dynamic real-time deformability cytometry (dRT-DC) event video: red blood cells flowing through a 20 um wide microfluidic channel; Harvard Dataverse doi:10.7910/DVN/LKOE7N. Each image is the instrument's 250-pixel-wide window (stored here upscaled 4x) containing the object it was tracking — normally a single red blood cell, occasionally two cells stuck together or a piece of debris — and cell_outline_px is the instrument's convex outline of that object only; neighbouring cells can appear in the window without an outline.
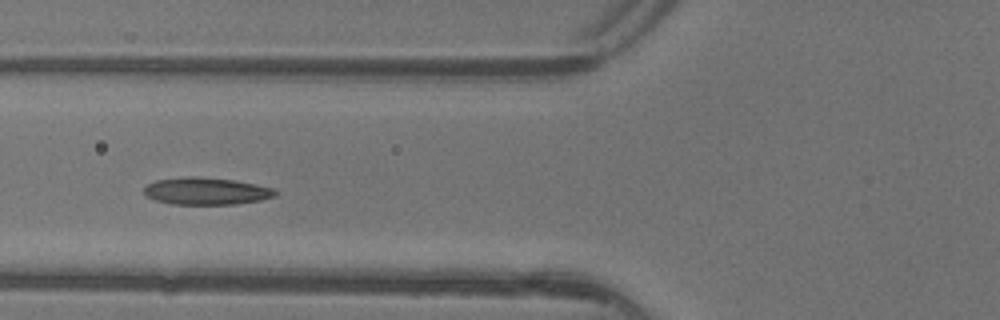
{"species": "common noctule bat (a hibernating species)", "species_latin": "Nyctalus noctula", "temperature_condition": "warm", "stored_images_in_passage": 6, "camera_frame_rate_fps": 3000, "um_per_image_px": 0.085, "animal": {"sex": "female"}, "frame": {"image": 1, "passage_image": 5, "time_ms": 1.333, "image_size_px": [1000, 320], "cell_outline_px": [[276, 196], [260, 200], [236, 204], [168, 204], [144, 196], [144, 188], [148, 184], [156, 180], [184, 176], [196, 176], [236, 180], [276, 188]], "centroid_in_image_um": [17.53, 16.24], "position_along_channel_um": 108.3, "area_um2": 21.04}}
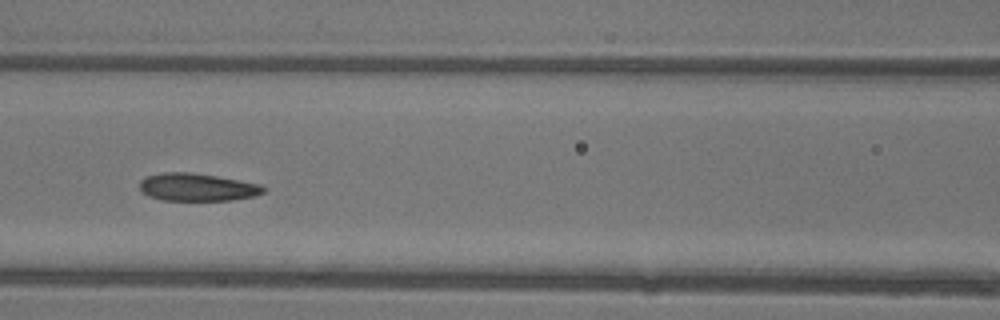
{"frame": {"image": 2, "passage_image": 6, "time_ms": 1.667, "image_size_px": [1000, 320], "cell_outline_px": [[268, 188], [264, 192], [256, 196], [232, 200], [160, 200], [148, 196], [140, 192], [140, 180], [144, 176], [164, 172], [188, 172], [216, 176], [260, 184]], "centroid_in_image_um": [16.74, 15.91], "position_along_channel_um": 149.9, "area_um2": 20.17}}